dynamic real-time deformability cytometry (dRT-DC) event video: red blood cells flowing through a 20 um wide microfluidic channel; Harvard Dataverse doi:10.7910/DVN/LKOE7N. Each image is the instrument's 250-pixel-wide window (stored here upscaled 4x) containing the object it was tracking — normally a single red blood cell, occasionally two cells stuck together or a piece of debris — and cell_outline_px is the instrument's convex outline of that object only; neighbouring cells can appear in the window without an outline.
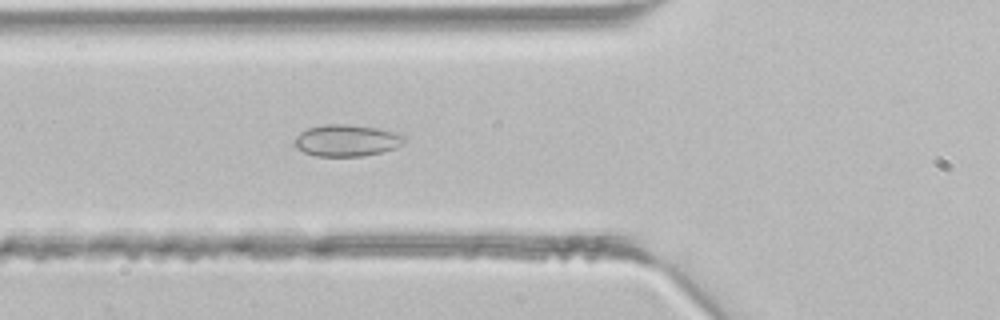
{"species": "common noctule bat (a hibernating species)", "species_latin": "Nyctalus noctula", "temperature_condition": "room temperature", "stored_images_in_passage": 11, "camera_frame_rate_fps": 3000, "um_per_image_px": 0.085, "animal": {"sex": "male", "body_mass_g": 21.5, "forearm_length_mm": 52.0}, "frame": {"image": 1, "passage_image": 10, "time_ms": 3.0, "image_size_px": [1000, 320], "cell_outline_px": [[404, 140], [400, 144], [392, 148], [380, 152], [360, 156], [316, 156], [304, 152], [296, 148], [292, 144], [296, 136], [300, 132], [308, 128], [324, 124], [348, 124], [376, 128], [396, 132], [404, 136]], "centroid_in_image_um": [29.38, 11.93], "position_along_channel_um": 96.4, "area_um2": 20.11}}